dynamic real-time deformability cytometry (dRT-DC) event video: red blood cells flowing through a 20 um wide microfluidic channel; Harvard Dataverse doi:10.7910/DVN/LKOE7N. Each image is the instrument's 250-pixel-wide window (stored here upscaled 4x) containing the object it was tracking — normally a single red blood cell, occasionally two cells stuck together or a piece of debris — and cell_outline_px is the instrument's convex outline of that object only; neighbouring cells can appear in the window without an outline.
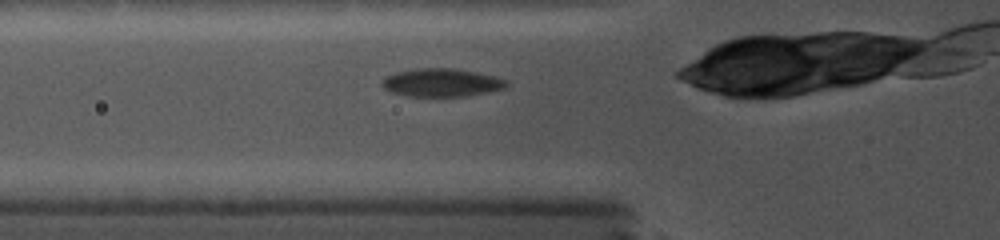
{"species": "common noctule bat (a hibernating species)", "species_latin": "Nyctalus noctula", "temperature_condition": "cold", "stored_images_in_passage": 5, "camera_frame_rate_fps": 5000, "um_per_image_px": 0.085, "animal": {"sex": "female", "body_mass_g": 19.0, "forearm_length_mm": 56.7}, "frame": {"image": 1, "passage_image": 2, "time_ms": 0.4, "image_size_px": [1000, 240], "cell_outline_px": [[508, 88], [468, 96], [408, 96], [392, 92], [384, 88], [380, 84], [384, 76], [396, 72], [420, 68], [456, 68], [476, 72], [508, 80]], "centroid_in_image_um": [37.54, 7.02], "position_along_channel_um": 88.3, "area_um2": 20.52}}
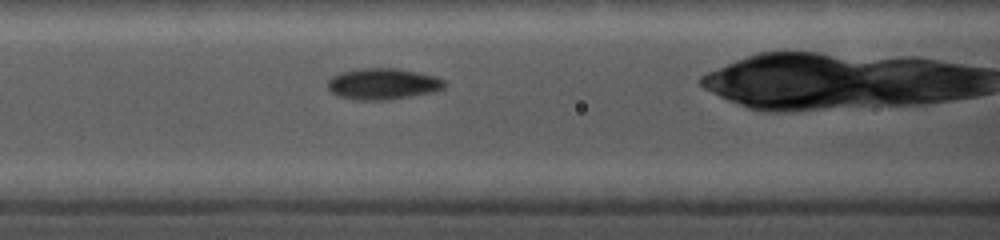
{"frame": {"image": 2, "passage_image": 4, "time_ms": 1.6, "image_size_px": [1000, 240], "cell_outline_px": [[448, 84], [444, 88], [432, 92], [412, 96], [388, 100], [352, 100], [336, 96], [328, 88], [328, 80], [332, 76], [340, 72], [360, 68], [396, 68], [436, 76], [444, 80]], "centroid_in_image_um": [32.53, 7.14], "position_along_channel_um": 134.1, "area_um2": 21.5}}